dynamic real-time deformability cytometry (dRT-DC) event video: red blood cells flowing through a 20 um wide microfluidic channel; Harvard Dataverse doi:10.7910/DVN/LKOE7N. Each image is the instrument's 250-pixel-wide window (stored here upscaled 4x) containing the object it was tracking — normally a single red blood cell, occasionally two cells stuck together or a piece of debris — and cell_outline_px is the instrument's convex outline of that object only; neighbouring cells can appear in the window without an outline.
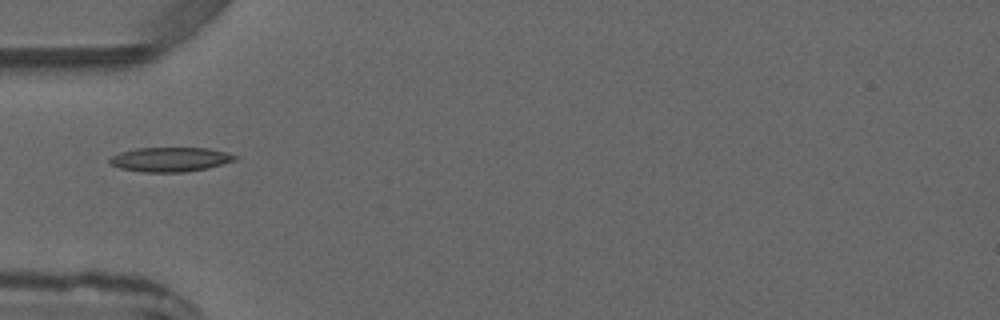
{"species": "common noctule bat (a hibernating species)", "species_latin": "Nyctalus noctula", "temperature_condition": "warm", "stored_images_in_passage": 5, "camera_frame_rate_fps": 3000, "um_per_image_px": 0.085, "animal": {"sex": "male", "forearm_length_mm": 52.5}, "frame": {"image": 1, "passage_image": 5, "time_ms": 5.667, "image_size_px": [1000, 320], "cell_outline_px": [[236, 160], [208, 168], [184, 172], [144, 172], [120, 168], [112, 164], [108, 160], [112, 156], [120, 152], [136, 148], [208, 148], [228, 152], [236, 156]], "centroid_in_image_um": [14.48, 13.55], "position_along_channel_um": 70.5, "area_um2": 17.74}}